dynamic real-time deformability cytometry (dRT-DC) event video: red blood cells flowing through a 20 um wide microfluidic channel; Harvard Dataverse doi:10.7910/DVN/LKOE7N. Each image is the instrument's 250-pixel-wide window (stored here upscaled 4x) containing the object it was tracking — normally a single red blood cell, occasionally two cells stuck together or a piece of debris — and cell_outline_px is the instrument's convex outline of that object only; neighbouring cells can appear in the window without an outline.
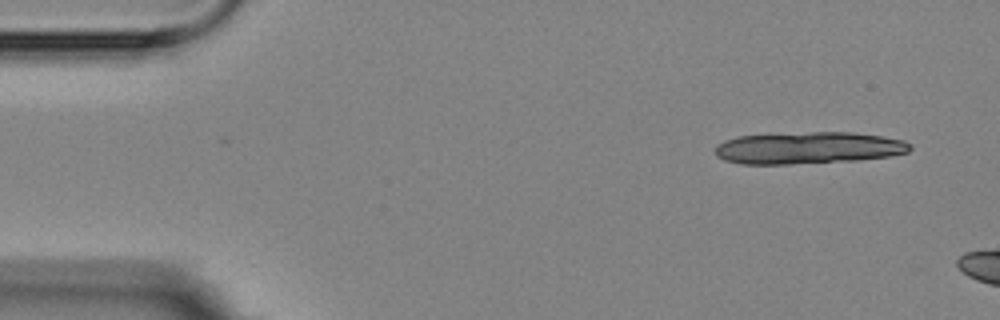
{"species": "Egyptian fruit bat (a non-hibernating species)", "species_latin": "Rousettus aegyptiacus", "temperature_condition": "room temperature", "stored_images_in_passage": 3, "camera_frame_rate_fps": 3000, "um_per_image_px": 0.085, "animal": {"sex": "female"}, "frame": {"image": 1, "passage_image": 1, "time_ms": 0.0, "image_size_px": [1000, 320], "cell_outline_px": [[912, 148], [908, 152], [892, 156], [856, 160], [788, 164], [740, 164], [724, 160], [716, 156], [716, 144], [724, 140], [736, 136], [812, 132], [856, 132], [904, 140], [912, 144]], "centroid_in_image_um": [68.72, 12.57], "position_along_channel_um": 16.3, "area_um2": 36.47}}